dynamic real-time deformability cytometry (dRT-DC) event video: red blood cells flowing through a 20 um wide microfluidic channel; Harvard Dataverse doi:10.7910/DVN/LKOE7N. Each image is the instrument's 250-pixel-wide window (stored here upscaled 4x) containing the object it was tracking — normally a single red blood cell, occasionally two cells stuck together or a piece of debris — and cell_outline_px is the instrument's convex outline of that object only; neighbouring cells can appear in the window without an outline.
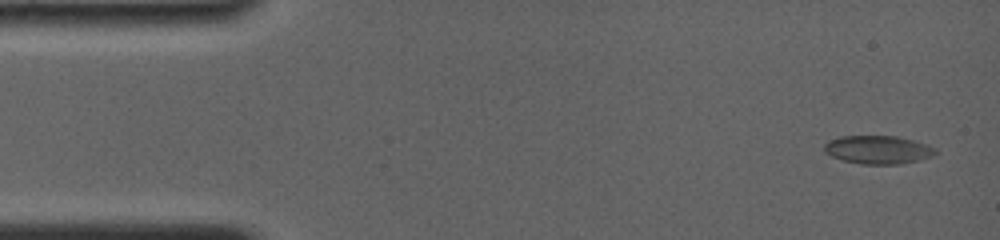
{"species": "common noctule bat (a hibernating species)", "species_latin": "Nyctalus noctula", "temperature_condition": "room temperature", "stored_images_in_passage": 63, "camera_frame_rate_fps": 4000, "um_per_image_px": 0.085, "animal": {"sex": "female", "body_mass_g": 19.0, "forearm_length_mm": 56.7}, "frame": {"image": 1, "passage_image": 1, "time_ms": 0.0, "image_size_px": [1000, 240], "cell_outline_px": [[936, 152], [932, 156], [920, 160], [900, 164], [860, 164], [844, 160], [832, 156], [824, 152], [824, 144], [828, 140], [840, 136], [896, 136], [928, 144], [936, 148]], "centroid_in_image_um": [74.63, 12.72], "position_along_channel_um": 10.4, "area_um2": 18.38}}
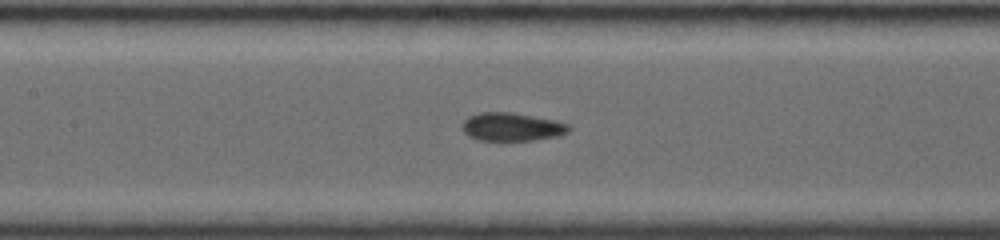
{"frame": {"image": 2, "passage_image": 28, "time_ms": 6.75, "image_size_px": [1000, 240], "cell_outline_px": [[572, 128], [568, 132], [556, 136], [532, 140], [476, 140], [468, 136], [464, 132], [460, 124], [468, 116], [480, 112], [508, 112], [556, 120], [568, 124]], "centroid_in_image_um": [43.46, 10.78], "position_along_channel_um": 163.9, "area_um2": 17.57}}
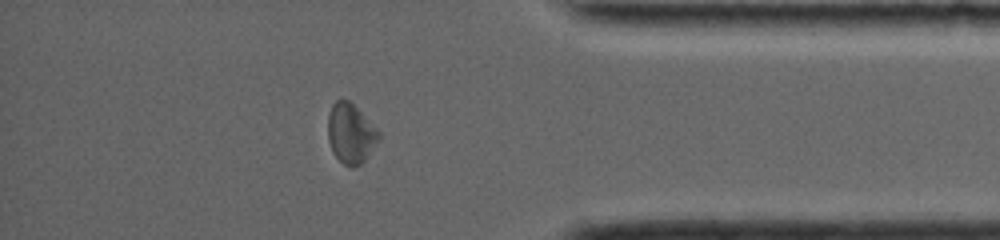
{"frame": {"image": 3, "passage_image": 54, "time_ms": 13.25, "image_size_px": [1000, 240], "cell_outline_px": [[380, 140], [368, 156], [360, 164], [352, 168], [344, 164], [332, 152], [328, 140], [328, 116], [332, 104], [340, 96], [348, 100], [380, 132]], "centroid_in_image_um": [29.8, 11.34], "position_along_channel_um": 405.4, "area_um2": 17.74}, "authors_computed_cell_mechanics": {"area_um2": 17.8024, "velocity_mm_per_s": 3.8805, "shape_relaxation_time_tau1_ms": 7.348, "shape_relaxation_time_tau2_ms": 1.786, "deformation_change_tau1": 0.1795, "deformation_change_tau2": 0.0717}}